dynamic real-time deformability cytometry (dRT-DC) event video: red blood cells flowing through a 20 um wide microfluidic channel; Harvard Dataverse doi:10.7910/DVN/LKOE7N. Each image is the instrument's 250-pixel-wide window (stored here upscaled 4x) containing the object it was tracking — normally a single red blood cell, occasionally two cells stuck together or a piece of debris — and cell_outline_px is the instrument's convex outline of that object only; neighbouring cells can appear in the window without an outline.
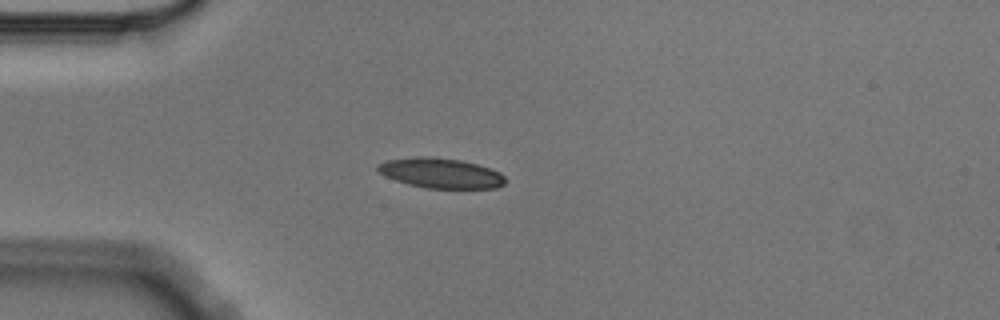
{"species": "Egyptian fruit bat (a non-hibernating species)", "species_latin": "Rousettus aegyptiacus", "temperature_condition": "cold", "stored_images_in_passage": 3, "camera_frame_rate_fps": 3000, "um_per_image_px": 0.085, "animal": {"sex": "male"}, "frame": {"image": 1, "passage_image": 3, "time_ms": 0.667, "image_size_px": [1000, 320], "cell_outline_px": [[504, 184], [496, 188], [424, 188], [408, 184], [396, 180], [380, 172], [376, 168], [376, 164], [388, 160], [416, 156], [432, 156], [460, 160], [476, 164], [500, 172], [504, 176]], "centroid_in_image_um": [37.45, 14.71], "position_along_channel_um": 47.5, "area_um2": 22.2}}